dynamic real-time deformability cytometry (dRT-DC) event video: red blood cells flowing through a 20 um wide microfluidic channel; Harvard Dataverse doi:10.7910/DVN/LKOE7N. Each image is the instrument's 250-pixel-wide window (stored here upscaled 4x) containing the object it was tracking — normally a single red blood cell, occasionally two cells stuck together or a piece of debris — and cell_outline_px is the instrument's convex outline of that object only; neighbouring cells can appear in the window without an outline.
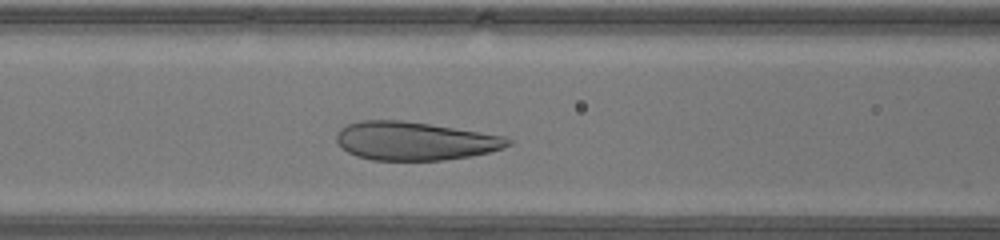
{"species": "human", "species_latin": "Homo sapiens", "temperature_condition": "warm", "stored_images_in_passage": 30, "camera_frame_rate_fps": 3000, "um_per_image_px": 0.085, "donor": {"sex": "male"}, "frame": {"image": 1, "passage_image": 12, "time_ms": 3.667, "image_size_px": [1000, 240], "cell_outline_px": [[512, 144], [504, 148], [472, 156], [444, 160], [372, 160], [356, 156], [348, 152], [336, 140], [336, 132], [340, 128], [348, 124], [360, 120], [400, 120], [428, 124], [504, 136], [512, 140]], "centroid_in_image_um": [35.24, 11.99], "position_along_channel_um": 131.4, "area_um2": 38.26}}
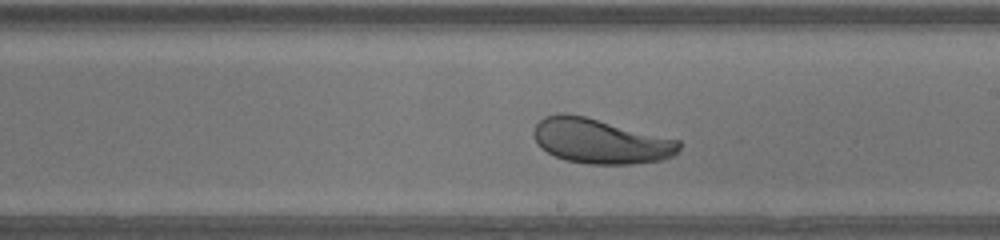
{"frame": {"image": 2, "passage_image": 19, "time_ms": 6.0, "image_size_px": [1000, 240], "cell_outline_px": [[680, 152], [672, 156], [660, 160], [628, 164], [588, 164], [564, 160], [540, 148], [532, 132], [536, 124], [544, 116], [556, 112], [564, 112], [584, 116], [680, 140]], "centroid_in_image_um": [51.01, 11.99], "position_along_channel_um": 238.0, "area_um2": 38.09}}
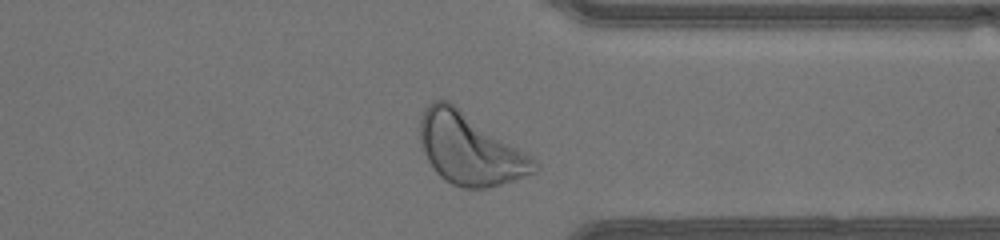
{"frame": {"image": 3, "passage_image": 28, "time_ms": 9.0, "image_size_px": [1000, 240], "cell_outline_px": [[540, 168], [536, 172], [488, 188], [464, 188], [452, 184], [444, 180], [436, 172], [428, 160], [420, 144], [420, 116], [424, 108], [432, 100], [448, 100], [532, 156], [536, 160]], "centroid_in_image_um": [39.92, 12.66], "position_along_channel_um": 371.5, "area_um2": 47.34}}